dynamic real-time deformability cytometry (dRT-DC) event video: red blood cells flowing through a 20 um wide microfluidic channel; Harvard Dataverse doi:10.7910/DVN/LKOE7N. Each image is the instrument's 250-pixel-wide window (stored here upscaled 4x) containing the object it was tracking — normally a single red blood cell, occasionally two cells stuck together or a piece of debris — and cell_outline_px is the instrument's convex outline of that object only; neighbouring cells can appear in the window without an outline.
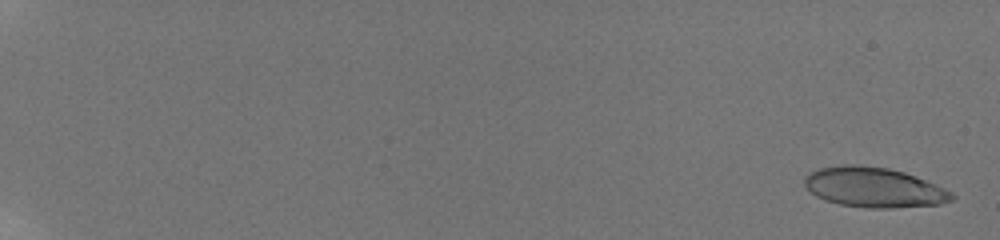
{"species": "human", "species_latin": "Homo sapiens", "temperature_condition": "room temperature", "stored_images_in_passage": 21, "camera_frame_rate_fps": 3000, "um_per_image_px": 0.085, "donor": {"sex": "male"}, "frame": {"image": 1, "passage_image": 2, "time_ms": 0.333, "image_size_px": [1000, 240], "cell_outline_px": [[956, 196], [952, 200], [940, 204], [892, 208], [868, 208], [840, 204], [824, 200], [816, 196], [804, 184], [804, 176], [808, 172], [820, 168], [844, 164], [860, 164], [888, 168], [904, 172], [916, 176], [944, 188], [952, 192]], "centroid_in_image_um": [74.27, 15.92], "position_along_channel_um": 10.7, "area_um2": 34.45}}